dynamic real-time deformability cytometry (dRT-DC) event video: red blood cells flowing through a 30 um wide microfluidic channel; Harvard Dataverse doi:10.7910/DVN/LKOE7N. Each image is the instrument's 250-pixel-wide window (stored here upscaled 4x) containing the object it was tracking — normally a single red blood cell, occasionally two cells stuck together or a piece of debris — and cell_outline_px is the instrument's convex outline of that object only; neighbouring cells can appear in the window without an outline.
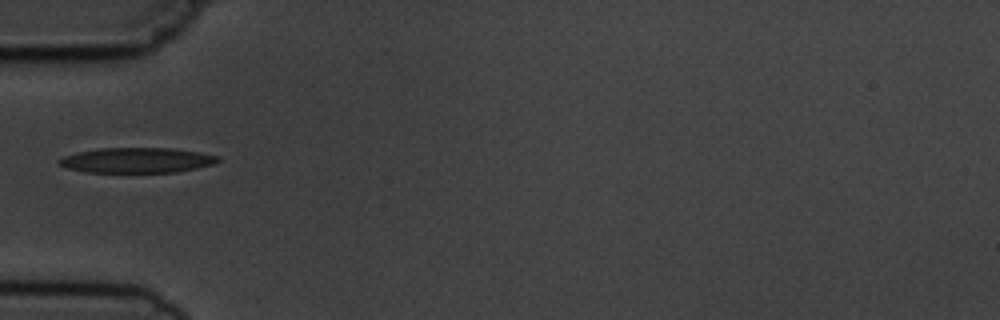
{"species": "common noctule bat (a hibernating species)", "species_latin": "Nyctalus noctula", "temperature_condition": "cold", "stored_images_in_passage": 6, "camera_frame_rate_fps": 3000, "um_per_image_px": 0.085, "animal": {"sex": "male", "body_mass_g": 19.5, "forearm_length_mm": 54.6}, "frame": {"image": 1, "passage_image": 5, "time_ms": 4.667, "image_size_px": [1000, 320], "cell_outline_px": [[220, 160], [212, 164], [196, 168], [176, 172], [84, 172], [68, 168], [60, 164], [56, 160], [64, 156], [76, 152], [100, 148], [172, 148], [200, 152], [220, 156]], "centroid_in_image_um": [11.63, 13.61], "position_along_channel_um": 73.4, "area_um2": 23.29}}
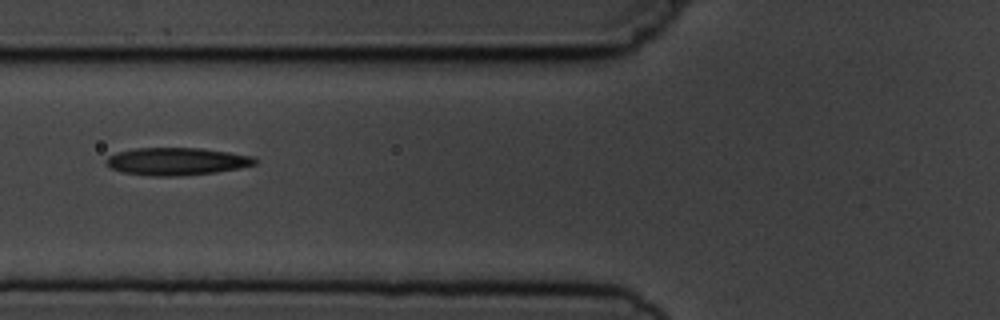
{"frame": {"image": 2, "passage_image": 6, "time_ms": 5.667, "image_size_px": [1000, 320], "cell_outline_px": [[256, 164], [240, 168], [216, 172], [176, 176], [152, 176], [120, 172], [108, 168], [104, 160], [108, 156], [116, 152], [132, 148], [200, 148], [228, 152], [252, 156], [256, 160]], "centroid_in_image_um": [14.94, 13.72], "position_along_channel_um": 110.9, "area_um2": 24.04}}